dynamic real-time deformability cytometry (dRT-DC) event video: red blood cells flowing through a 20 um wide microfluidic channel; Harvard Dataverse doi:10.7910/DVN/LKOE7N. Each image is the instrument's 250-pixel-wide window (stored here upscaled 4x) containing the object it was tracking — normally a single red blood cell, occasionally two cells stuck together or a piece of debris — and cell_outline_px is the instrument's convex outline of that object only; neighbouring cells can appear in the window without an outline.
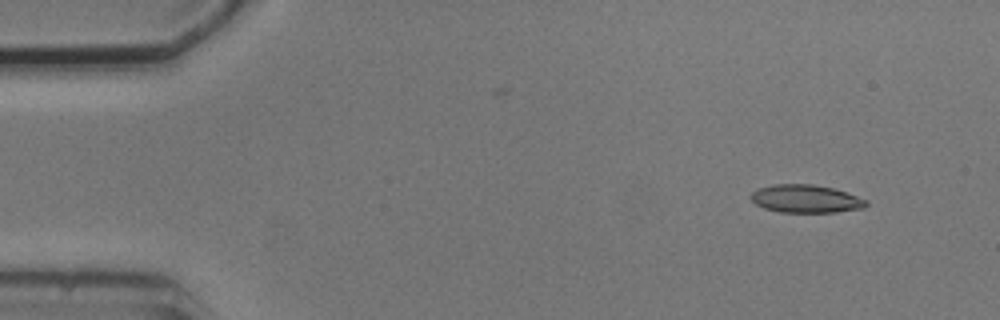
{"species": "common noctule bat (a hibernating species)", "species_latin": "Nyctalus noctula", "temperature_condition": "cold", "stored_images_in_passage": 5, "segment_of_instrument_passage": [2, 2], "camera_frame_rate_fps": 3000, "um_per_image_px": 0.085, "animal": {"sex": "male", "body_mass_g": 20.5, "forearm_length_mm": 52.5}, "frame": {"image": 1, "passage_image": 5, "time_ms": 5.333, "image_size_px": [1000, 320], "cell_outline_px": [[868, 204], [864, 208], [836, 212], [780, 212], [764, 208], [756, 204], [752, 200], [752, 192], [756, 188], [772, 184], [812, 184], [832, 188], [868, 200]], "centroid_in_image_um": [68.48, 16.89], "position_along_channel_um": 16.5, "area_um2": 18.73}}